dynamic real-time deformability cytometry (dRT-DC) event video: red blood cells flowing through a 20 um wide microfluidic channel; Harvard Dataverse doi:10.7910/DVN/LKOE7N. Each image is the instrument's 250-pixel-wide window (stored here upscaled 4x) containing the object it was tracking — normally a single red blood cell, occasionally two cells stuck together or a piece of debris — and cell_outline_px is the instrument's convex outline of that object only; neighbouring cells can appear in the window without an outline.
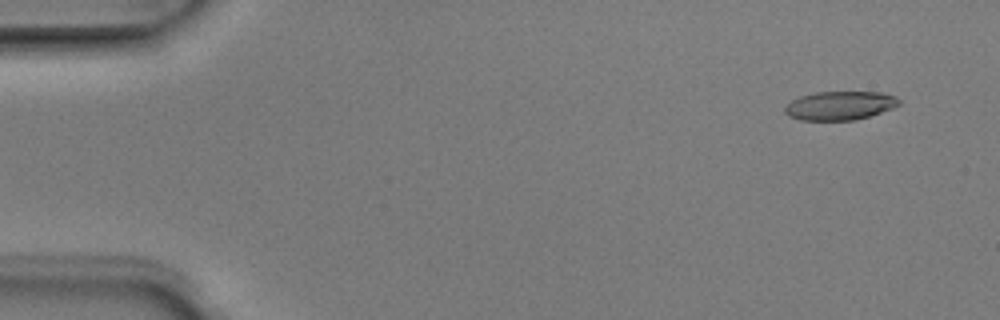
{"species": "Egyptian fruit bat (a non-hibernating species)", "species_latin": "Rousettus aegyptiacus", "temperature_condition": "room temperature", "stored_images_in_passage": 4, "camera_frame_rate_fps": 3000, "um_per_image_px": 0.085, "animal": {"sex": "male"}, "frame": {"image": 1, "passage_image": 1, "time_ms": 0.0, "image_size_px": [1000, 320], "cell_outline_px": [[900, 104], [892, 108], [856, 120], [800, 120], [788, 116], [784, 112], [784, 108], [792, 100], [800, 96], [812, 92], [880, 92], [896, 96], [900, 100]], "centroid_in_image_um": [71.37, 8.97], "position_along_channel_um": 13.6, "area_um2": 19.13}}
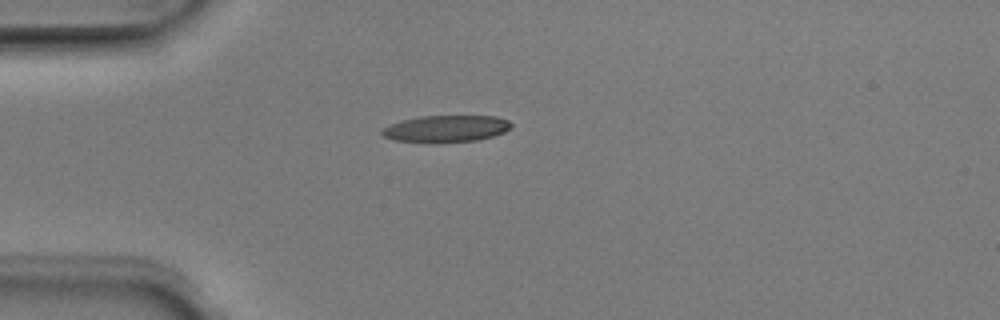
{"frame": {"image": 2, "passage_image": 4, "time_ms": 1.0, "image_size_px": [1000, 320], "cell_outline_px": [[512, 124], [504, 132], [492, 136], [476, 140], [432, 144], [396, 140], [384, 136], [380, 132], [380, 128], [388, 124], [400, 120], [420, 116], [496, 116], [508, 120]], "centroid_in_image_um": [37.83, 10.95], "position_along_channel_um": 47.2, "area_um2": 20.52}}